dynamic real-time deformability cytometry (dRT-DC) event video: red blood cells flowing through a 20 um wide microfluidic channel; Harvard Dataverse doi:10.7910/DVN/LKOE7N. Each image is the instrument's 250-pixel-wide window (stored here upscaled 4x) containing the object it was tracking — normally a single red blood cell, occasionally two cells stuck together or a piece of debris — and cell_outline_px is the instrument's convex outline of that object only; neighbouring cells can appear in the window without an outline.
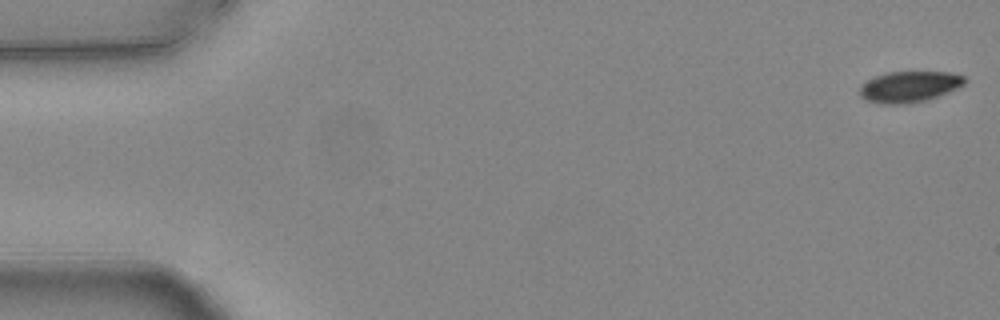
{"species": "common noctule bat (a hibernating species)", "species_latin": "Nyctalus noctula", "temperature_condition": "warm", "stored_images_in_passage": 54, "camera_frame_rate_fps": 3000, "um_per_image_px": 0.085, "animal": {"sex": "female", "body_mass_g": 24.6, "forearm_length_mm": 56.2}, "frame": {"image": 1, "passage_image": 1, "time_ms": 0.0, "image_size_px": [1000, 320], "cell_outline_px": [[968, 80], [964, 84], [948, 92], [928, 100], [908, 104], [880, 104], [864, 100], [860, 96], [860, 88], [868, 80], [876, 76], [888, 72], [948, 72], [964, 76]], "centroid_in_image_um": [77.3, 7.38], "position_along_channel_um": 7.7, "area_um2": 19.02}}
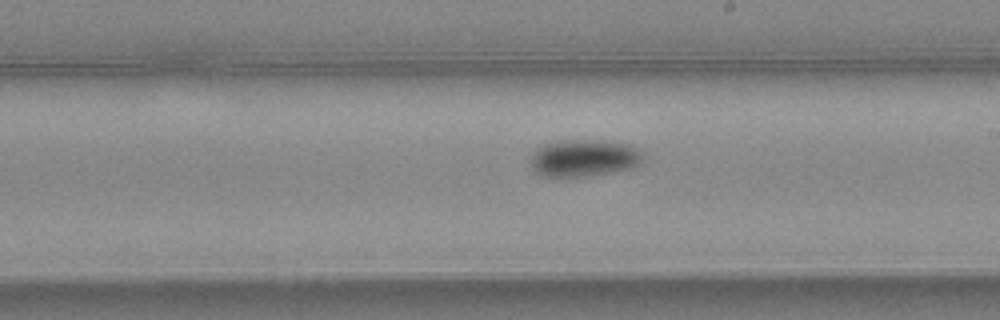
{"frame": {"image": 2, "passage_image": 31, "time_ms": 10.0, "image_size_px": [1000, 320], "cell_outline_px": [[644, 160], [640, 164], [632, 168], [588, 176], [540, 176], [532, 168], [532, 156], [536, 148], [544, 144], [560, 140], [600, 140], [628, 144], [644, 152]], "centroid_in_image_um": [49.67, 13.42], "position_along_channel_um": 239.3, "area_um2": 24.39}}
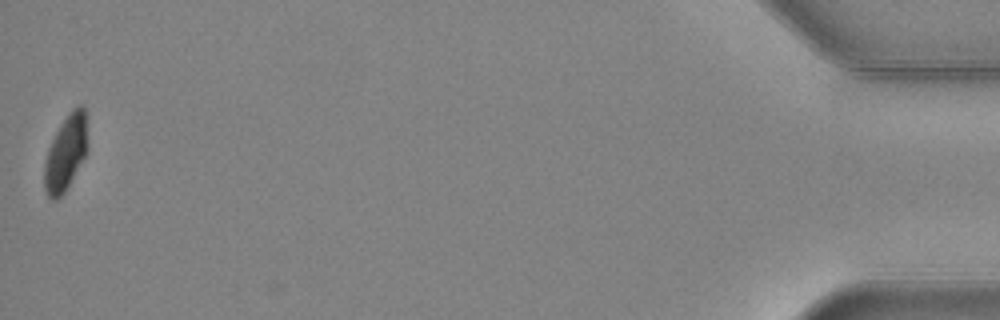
{"frame": {"image": 3, "passage_image": 54, "time_ms": 17.667, "image_size_px": [1000, 320], "cell_outline_px": [[88, 152], [64, 192], [56, 200], [52, 200], [48, 196], [44, 188], [44, 160], [48, 148], [60, 124], [72, 108], [76, 104], [80, 104], [84, 108], [88, 144]], "centroid_in_image_um": [5.59, 12.98], "position_along_channel_um": 429.6, "area_um2": 19.13}, "authors_computed_cell_mechanics": {"area_um2": 21.8195, "velocity_mm_per_s": 3.7819, "shape_relaxation_time_tau1_ms": 2.6211, "shape_relaxation_time_tau2_ms": 2.4197, "deformation_change_tau1": 0.108, "deformation_change_tau2": 0.036}}